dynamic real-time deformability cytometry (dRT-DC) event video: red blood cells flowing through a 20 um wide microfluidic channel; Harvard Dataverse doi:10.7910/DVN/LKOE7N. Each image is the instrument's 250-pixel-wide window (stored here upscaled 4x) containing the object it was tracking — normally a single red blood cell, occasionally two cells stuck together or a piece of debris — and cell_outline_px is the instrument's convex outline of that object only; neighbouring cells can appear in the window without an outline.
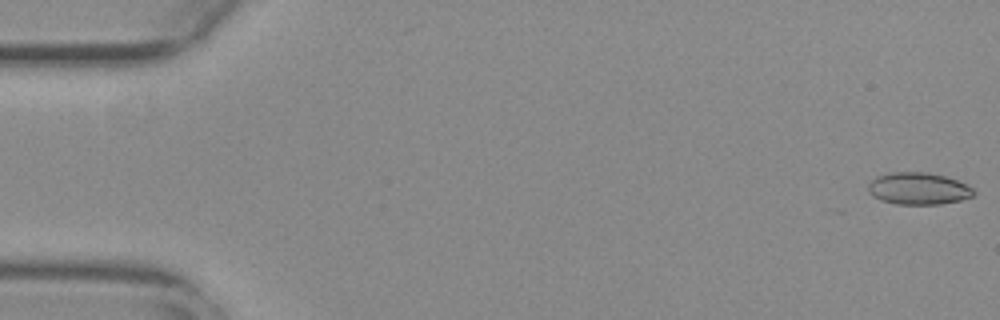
{"species": "common noctule bat (a hibernating species)", "species_latin": "Nyctalus noctula", "temperature_condition": "warm", "stored_images_in_passage": 48, "camera_frame_rate_fps": 3000, "um_per_image_px": 0.085, "animal": {"sex": "female", "body_mass_g": 29.2, "forearm_length_mm": 56.3}, "frame": {"image": 1, "passage_image": 1, "time_ms": 0.0, "image_size_px": [1000, 320], "cell_outline_px": [[976, 192], [972, 196], [960, 200], [940, 204], [896, 204], [880, 200], [872, 196], [868, 192], [868, 184], [876, 176], [888, 172], [928, 172], [944, 176], [968, 184]], "centroid_in_image_um": [78.04, 16.02], "position_along_channel_um": 7.0, "area_um2": 19.83}}
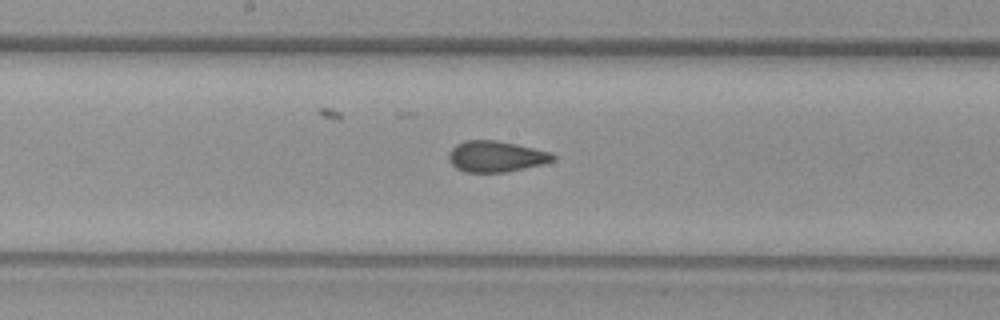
{"frame": {"image": 2, "passage_image": 29, "time_ms": 9.333, "image_size_px": [1000, 320], "cell_outline_px": [[556, 156], [552, 160], [544, 164], [508, 172], [464, 172], [456, 168], [448, 160], [448, 152], [456, 144], [464, 140], [496, 140], [516, 144], [552, 152]], "centroid_in_image_um": [42.14, 13.3], "position_along_channel_um": 206.1, "area_um2": 19.02}}
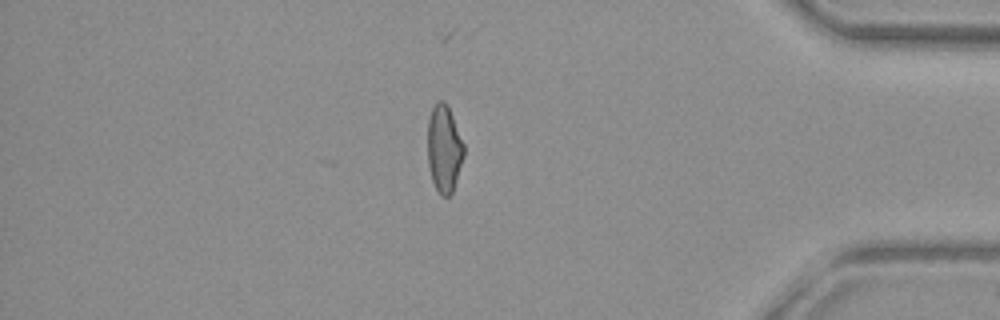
{"frame": {"image": 3, "passage_image": 47, "time_ms": 15.333, "image_size_px": [1000, 320], "cell_outline_px": [[464, 156], [452, 192], [448, 196], [440, 196], [432, 180], [428, 164], [428, 120], [432, 108], [436, 100], [444, 100], [448, 104], [464, 144]], "centroid_in_image_um": [37.75, 12.6], "position_along_channel_um": 397.5, "area_um2": 18.5}, "authors_computed_cell_mechanics": {"area_um2": 19.074, "velocity_mm_per_s": 3.7882, "shape_relaxation_time_tau1_ms": null, "shape_relaxation_time_tau2_ms": 1.1871, "deformation_change_tau1": null, "deformation_change_tau2": 0.0641}}